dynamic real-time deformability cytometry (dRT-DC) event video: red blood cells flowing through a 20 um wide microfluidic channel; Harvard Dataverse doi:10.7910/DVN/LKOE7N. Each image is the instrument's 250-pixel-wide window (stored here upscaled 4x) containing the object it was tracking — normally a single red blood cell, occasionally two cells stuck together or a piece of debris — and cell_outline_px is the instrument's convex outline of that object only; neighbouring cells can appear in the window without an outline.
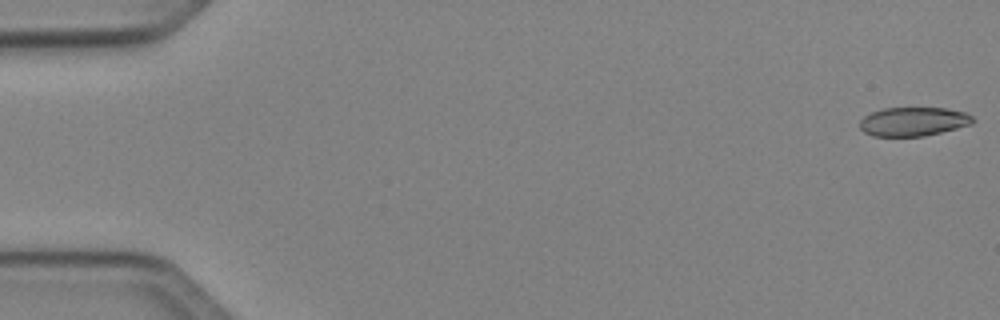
{"species": "Egyptian fruit bat (a non-hibernating species)", "species_latin": "Rousettus aegyptiacus", "temperature_condition": "cold", "stored_images_in_passage": 50, "camera_frame_rate_fps": 3000, "um_per_image_px": 0.085, "animal": {"sex": "female"}, "frame": {"image": 1, "passage_image": 1, "time_ms": 0.0, "image_size_px": [1000, 320], "cell_outline_px": [[976, 120], [972, 124], [924, 136], [872, 136], [864, 132], [860, 128], [860, 120], [864, 116], [872, 112], [884, 108], [944, 108], [964, 112], [972, 116]], "centroid_in_image_um": [77.63, 10.33], "position_along_channel_um": 7.4, "area_um2": 18.96}}
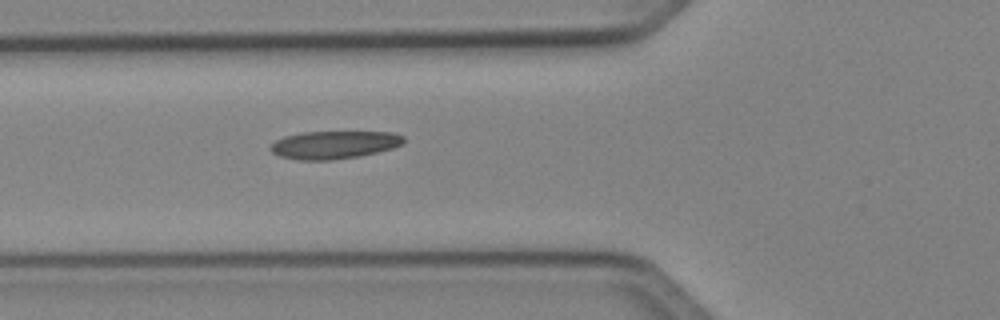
{"frame": {"image": 2, "passage_image": 19, "time_ms": 6.0, "image_size_px": [1000, 320], "cell_outline_px": [[404, 144], [392, 148], [360, 156], [332, 160], [296, 160], [280, 156], [272, 152], [268, 148], [276, 140], [284, 136], [300, 132], [392, 132], [404, 136]], "centroid_in_image_um": [28.39, 12.31], "position_along_channel_um": 97.4, "area_um2": 21.73}}
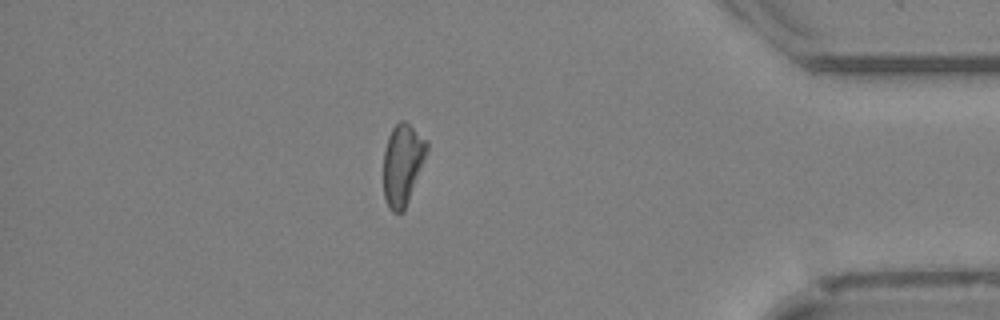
{"frame": {"image": 3, "passage_image": 44, "time_ms": 14.333, "image_size_px": [1000, 320], "cell_outline_px": [[428, 148], [404, 212], [392, 212], [388, 208], [384, 196], [384, 152], [388, 136], [392, 128], [400, 120], [404, 120], [428, 140]], "centroid_in_image_um": [34.21, 13.96], "position_along_channel_um": 401.0, "area_um2": 20.35}, "authors_computed_cell_mechanics": {"area_um2": 20.808, "velocity_mm_per_s": 4.0707, "shape_relaxation_time_tau1_ms": null, "shape_relaxation_time_tau2_ms": 2.3742, "deformation_change_tau1": null, "deformation_change_tau2": 0.1122}}